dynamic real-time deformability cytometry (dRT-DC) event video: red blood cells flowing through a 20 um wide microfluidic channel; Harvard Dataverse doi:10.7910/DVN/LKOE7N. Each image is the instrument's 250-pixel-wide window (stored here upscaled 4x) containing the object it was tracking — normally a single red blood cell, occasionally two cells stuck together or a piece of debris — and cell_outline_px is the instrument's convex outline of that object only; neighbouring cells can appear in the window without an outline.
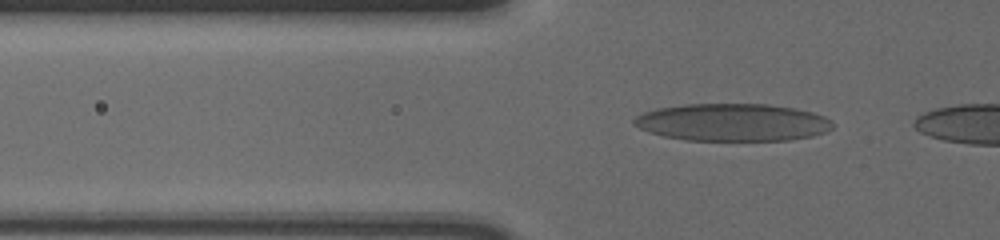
{"species": "human", "species_latin": "Homo sapiens", "temperature_condition": "cold", "stored_images_in_passage": 7, "camera_frame_rate_fps": 3000, "um_per_image_px": 0.085, "donor": {"sex": "male"}, "frame": {"image": 1, "passage_image": 4, "time_ms": 1.0, "image_size_px": [1000, 240], "cell_outline_px": [[836, 124], [832, 128], [824, 132], [812, 136], [788, 140], [684, 140], [664, 136], [648, 132], [632, 124], [632, 120], [636, 116], [644, 112], [656, 108], [684, 104], [768, 104], [792, 108], [812, 112], [824, 116], [832, 120]], "centroid_in_image_um": [62.25, 10.4], "position_along_channel_um": 63.5, "area_um2": 43.52}}